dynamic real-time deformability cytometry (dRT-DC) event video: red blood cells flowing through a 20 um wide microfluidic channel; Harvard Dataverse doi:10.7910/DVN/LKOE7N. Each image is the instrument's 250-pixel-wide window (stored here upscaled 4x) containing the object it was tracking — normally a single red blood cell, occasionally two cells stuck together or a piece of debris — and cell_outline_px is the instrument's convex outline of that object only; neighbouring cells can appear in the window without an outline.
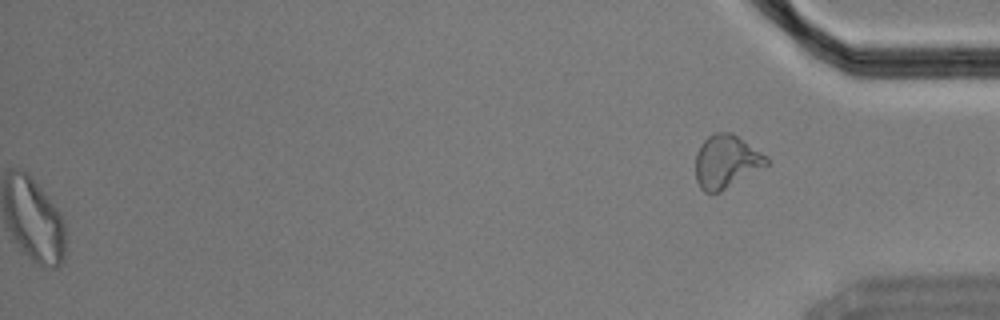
{"species": "Egyptian fruit bat (a non-hibernating species)", "species_latin": "Rousettus aegyptiacus", "temperature_condition": "cold", "stored_images_in_passage": 57, "segment_of_instrument_passage": [2, 2], "camera_frame_rate_fps": 3000, "um_per_image_px": 0.085, "animal": {"sex": "male"}, "frame": {"image": 1, "passage_image": 57, "time_ms": 18.667, "image_size_px": [1000, 320], "cell_outline_px": [[768, 164], [720, 192], [704, 192], [700, 188], [696, 180], [696, 152], [700, 144], [708, 136], [716, 132], [732, 132], [768, 156]], "centroid_in_image_um": [61.71, 13.72], "position_along_channel_um": 373.5, "area_um2": 21.91}}